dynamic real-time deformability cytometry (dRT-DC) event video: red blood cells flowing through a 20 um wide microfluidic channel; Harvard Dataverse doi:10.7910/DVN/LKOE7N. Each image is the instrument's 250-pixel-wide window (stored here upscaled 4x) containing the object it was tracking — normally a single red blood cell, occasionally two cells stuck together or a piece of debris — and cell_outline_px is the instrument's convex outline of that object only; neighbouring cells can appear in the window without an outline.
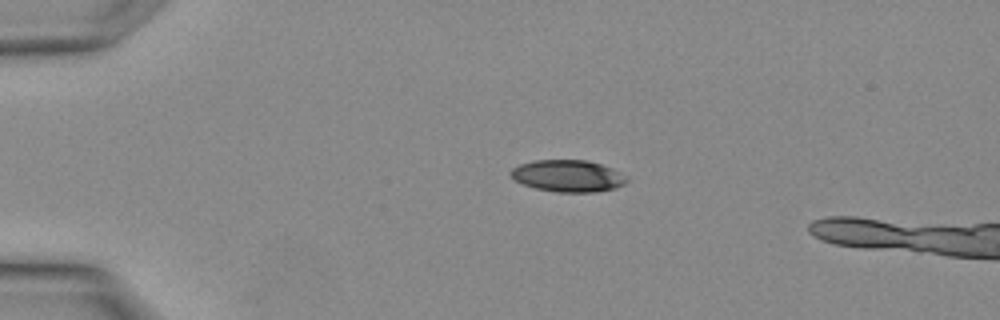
{"species": "Egyptian fruit bat (a non-hibernating species)", "species_latin": "Rousettus aegyptiacus", "temperature_condition": "warm", "stored_images_in_passage": 3, "camera_frame_rate_fps": 3000, "um_per_image_px": 0.085, "animal": {"sex": "female"}, "frame": {"image": 1, "passage_image": 3, "time_ms": 0.667, "image_size_px": [1000, 320], "cell_outline_px": [[628, 180], [624, 184], [616, 188], [596, 192], [556, 192], [536, 188], [520, 184], [512, 180], [508, 176], [508, 172], [512, 168], [520, 164], [536, 160], [588, 160], [612, 168]], "centroid_in_image_um": [48.19, 14.96], "position_along_channel_um": 36.8, "area_um2": 21.68}}